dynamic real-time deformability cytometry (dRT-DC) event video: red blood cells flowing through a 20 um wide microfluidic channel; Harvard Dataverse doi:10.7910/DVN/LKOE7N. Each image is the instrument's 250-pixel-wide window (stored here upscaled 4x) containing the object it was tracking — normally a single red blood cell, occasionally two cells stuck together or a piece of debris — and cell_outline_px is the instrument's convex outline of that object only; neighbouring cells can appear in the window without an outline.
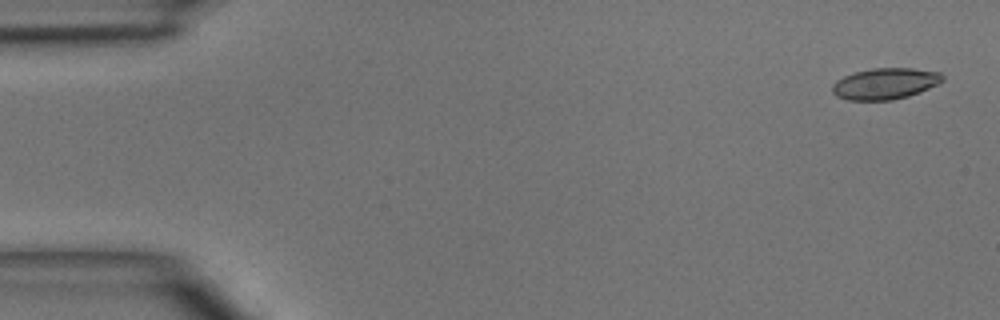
{"species": "common noctule bat (a hibernating species)", "species_latin": "Nyctalus noctula", "temperature_condition": "room temperature", "stored_images_in_passage": 4, "camera_frame_rate_fps": 3000, "um_per_image_px": 0.085, "animal": {"sex": "male", "body_mass_g": 15.6}, "frame": {"image": 1, "passage_image": 1, "time_ms": 0.0, "image_size_px": [1000, 320], "cell_outline_px": [[944, 80], [928, 88], [908, 96], [892, 100], [848, 100], [836, 96], [832, 92], [832, 84], [836, 80], [844, 76], [856, 72], [872, 68], [912, 68], [940, 72], [944, 76]], "centroid_in_image_um": [75.21, 7.11], "position_along_channel_um": 9.8, "area_um2": 20.0}}
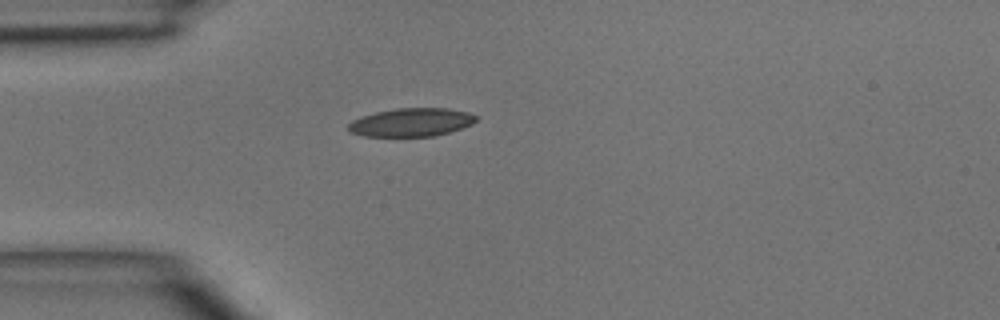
{"frame": {"image": 2, "passage_image": 4, "time_ms": 3.667, "image_size_px": [1000, 320], "cell_outline_px": [[476, 120], [472, 124], [448, 132], [432, 136], [364, 136], [348, 132], [348, 124], [352, 120], [360, 116], [376, 112], [396, 108], [448, 108], [468, 112], [476, 116]], "centroid_in_image_um": [34.92, 10.39], "position_along_channel_um": 50.1, "area_um2": 21.04}}